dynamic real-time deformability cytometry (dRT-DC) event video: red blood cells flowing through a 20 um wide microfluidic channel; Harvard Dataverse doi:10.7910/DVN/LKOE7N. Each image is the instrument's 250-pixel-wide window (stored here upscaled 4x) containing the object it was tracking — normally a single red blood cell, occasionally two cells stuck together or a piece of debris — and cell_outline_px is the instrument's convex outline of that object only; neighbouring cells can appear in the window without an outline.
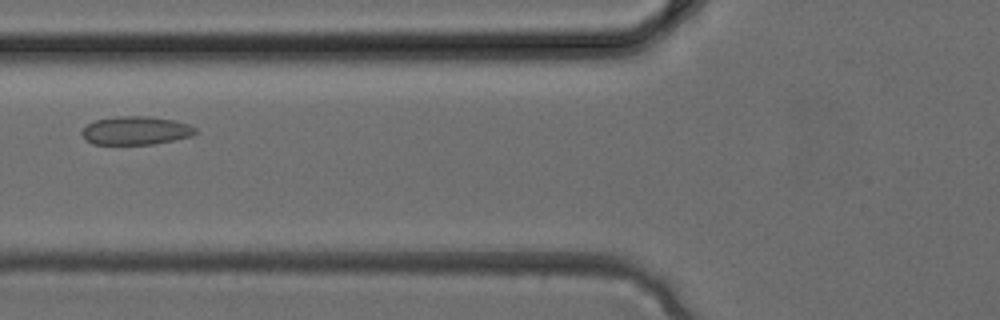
{"species": "common noctule bat (a hibernating species)", "species_latin": "Nyctalus noctula", "temperature_condition": "cold", "stored_images_in_passage": 2, "camera_frame_rate_fps": 3000, "um_per_image_px": 0.085, "animal": {"sex": "female", "body_mass_g": 24.6, "forearm_length_mm": 56.2}, "frame": {"image": 1, "passage_image": 2, "time_ms": 0.333, "image_size_px": [1000, 320], "cell_outline_px": [[196, 132], [192, 136], [152, 144], [92, 144], [84, 140], [80, 132], [88, 124], [96, 120], [116, 116], [148, 116], [176, 120], [188, 124], [196, 128]], "centroid_in_image_um": [11.52, 11.09], "position_along_channel_um": 114.3, "area_um2": 18.84}}